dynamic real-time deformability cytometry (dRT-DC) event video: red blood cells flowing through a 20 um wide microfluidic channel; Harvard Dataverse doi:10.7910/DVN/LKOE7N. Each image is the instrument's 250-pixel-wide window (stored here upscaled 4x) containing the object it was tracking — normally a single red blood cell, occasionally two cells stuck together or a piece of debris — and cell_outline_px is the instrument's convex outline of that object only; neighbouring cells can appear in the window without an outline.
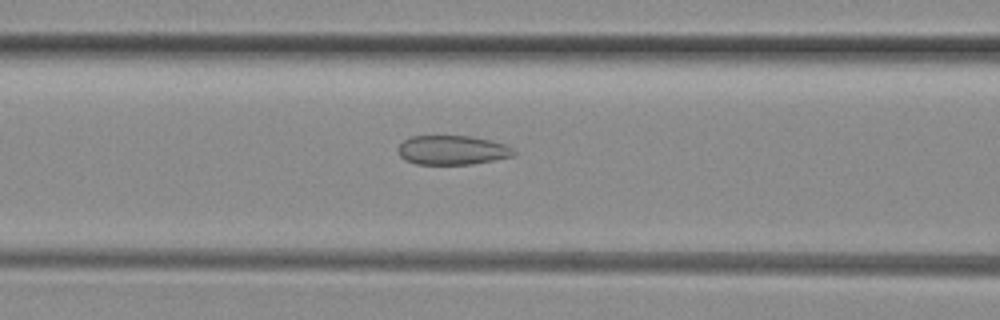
{"species": "common noctule bat (a hibernating species)", "species_latin": "Nyctalus noctula", "temperature_condition": "room temperature", "stored_images_in_passage": 35, "camera_frame_rate_fps": 3000, "um_per_image_px": 0.085, "animal": {"sex": "female", "body_mass_g": 29.2, "forearm_length_mm": 56.3}, "frame": {"image": 1, "passage_image": 14, "time_ms": 4.333, "image_size_px": [1000, 320], "cell_outline_px": [[516, 152], [512, 156], [472, 164], [416, 164], [404, 160], [400, 156], [400, 144], [404, 140], [412, 136], [472, 136], [504, 144], [512, 148]], "centroid_in_image_um": [38.43, 12.76], "position_along_channel_um": 128.2, "area_um2": 19.48}}
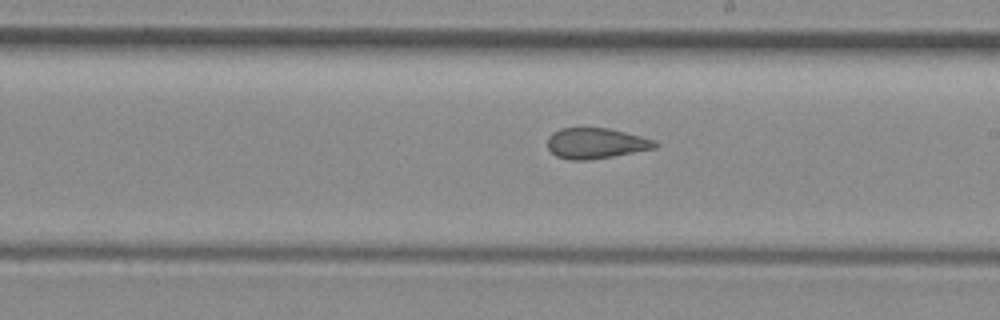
{"frame": {"image": 2, "passage_image": 22, "time_ms": 7.0, "image_size_px": [1000, 320], "cell_outline_px": [[660, 144], [656, 148], [612, 156], [588, 160], [572, 160], [556, 156], [548, 148], [548, 136], [552, 132], [560, 128], [608, 128], [656, 140]], "centroid_in_image_um": [50.65, 12.17], "position_along_channel_um": 238.3, "area_um2": 19.13}}
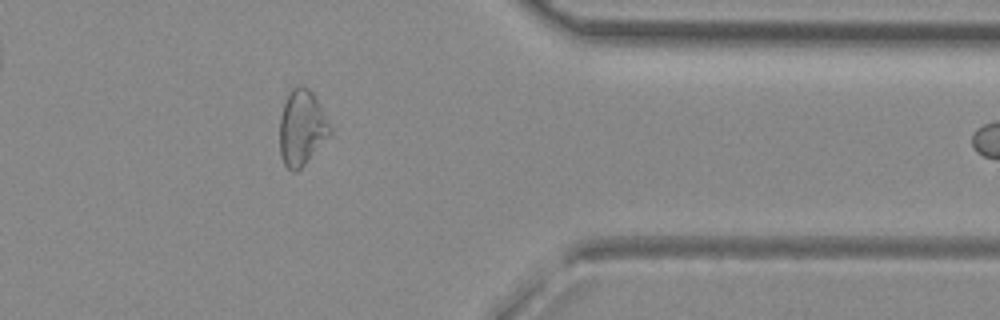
{"frame": {"image": 3, "passage_image": 34, "time_ms": 11.0, "image_size_px": [1000, 320], "cell_outline_px": [[332, 132], [304, 164], [296, 172], [292, 172], [284, 164], [280, 152], [280, 116], [288, 92], [292, 88], [300, 84], [304, 84], [312, 92], [332, 128]], "centroid_in_image_um": [25.63, 10.83], "position_along_channel_um": 385.8, "area_um2": 21.91}}